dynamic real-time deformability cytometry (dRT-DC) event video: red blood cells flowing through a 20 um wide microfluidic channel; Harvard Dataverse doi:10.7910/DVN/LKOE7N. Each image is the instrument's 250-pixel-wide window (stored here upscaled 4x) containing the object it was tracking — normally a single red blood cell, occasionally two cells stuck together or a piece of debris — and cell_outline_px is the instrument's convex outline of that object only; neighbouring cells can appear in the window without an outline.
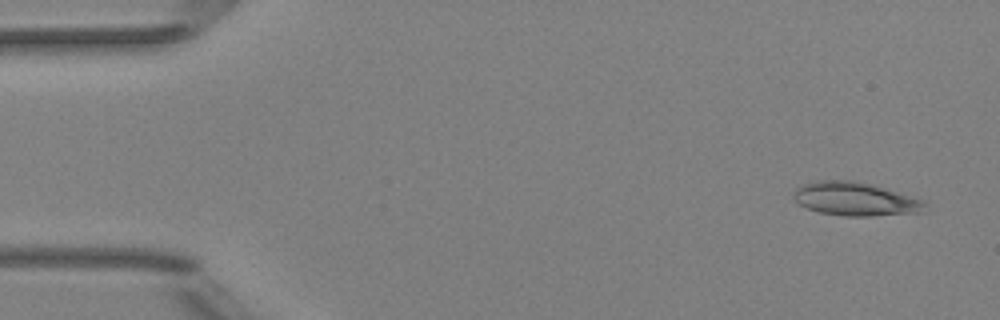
{"species": "Egyptian fruit bat (a non-hibernating species)", "species_latin": "Rousettus aegyptiacus", "temperature_condition": "room temperature", "stored_images_in_passage": 7, "camera_frame_rate_fps": 3000, "um_per_image_px": 0.085, "animal": {"sex": "female"}, "frame": {"image": 1, "passage_image": 1, "time_ms": 0.0, "image_size_px": [1000, 320], "cell_outline_px": [[928, 212], [872, 216], [844, 216], [820, 212], [808, 208], [800, 204], [792, 196], [792, 192], [796, 188], [804, 184], [820, 180], [852, 180], [872, 184], [924, 200], [928, 204]], "centroid_in_image_um": [72.77, 16.92], "position_along_channel_um": 12.2, "area_um2": 25.89}}
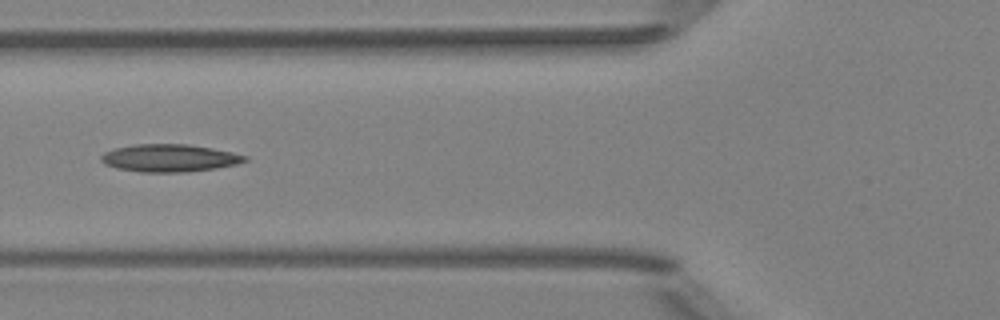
{"frame": {"image": 2, "passage_image": 6, "time_ms": 5.667, "image_size_px": [1000, 320], "cell_outline_px": [[248, 160], [236, 164], [216, 168], [188, 172], [140, 172], [116, 168], [104, 164], [100, 160], [100, 156], [104, 152], [112, 148], [132, 144], [188, 144], [212, 148], [232, 152], [248, 156]], "centroid_in_image_um": [14.36, 13.43], "position_along_channel_um": 111.4, "area_um2": 23.35}}
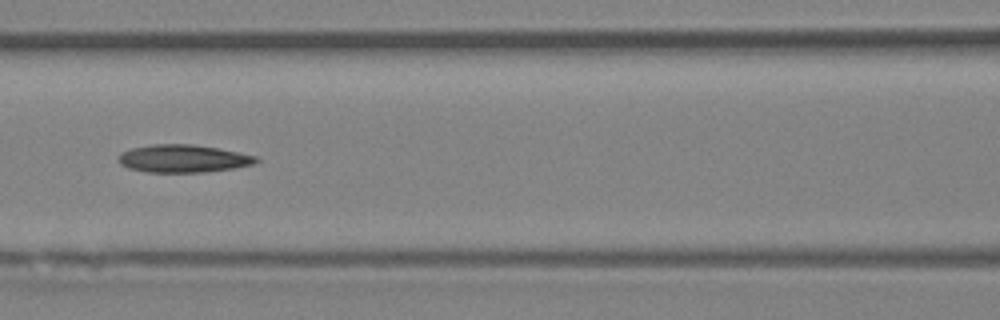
{"frame": {"image": 3, "passage_image": 7, "time_ms": 6.667, "image_size_px": [1000, 320], "cell_outline_px": [[260, 160], [252, 164], [232, 168], [204, 172], [144, 172], [128, 168], [120, 164], [120, 152], [132, 148], [152, 144], [192, 144], [216, 148], [256, 156]], "centroid_in_image_um": [15.53, 13.48], "position_along_channel_um": 151.1, "area_um2": 22.02}}